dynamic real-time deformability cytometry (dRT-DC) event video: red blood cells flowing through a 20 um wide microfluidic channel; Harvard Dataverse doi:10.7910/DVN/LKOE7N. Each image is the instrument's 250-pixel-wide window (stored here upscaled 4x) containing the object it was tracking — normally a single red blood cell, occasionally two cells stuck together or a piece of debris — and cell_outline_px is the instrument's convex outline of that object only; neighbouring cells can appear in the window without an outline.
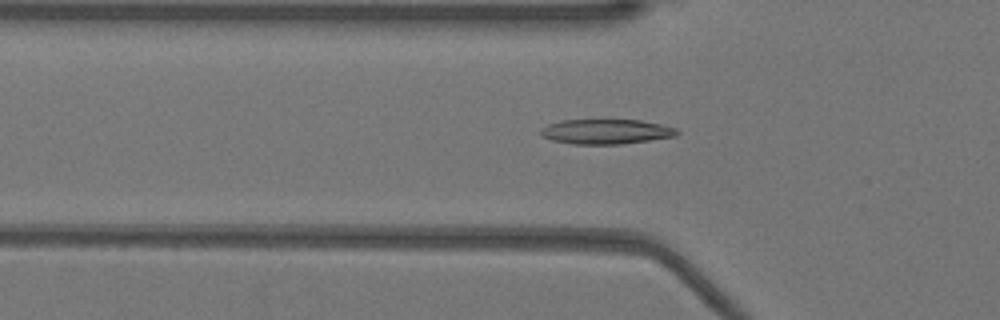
{"species": "Egyptian fruit bat (a non-hibernating species)", "species_latin": "Rousettus aegyptiacus", "temperature_condition": "warm", "stored_images_in_passage": 38, "camera_frame_rate_fps": 3000, "um_per_image_px": 0.085, "animal": {"sex": "female"}, "frame": {"image": 1, "passage_image": 4, "time_ms": 1.0, "image_size_px": [1000, 320], "cell_outline_px": [[680, 132], [676, 136], [620, 144], [572, 144], [552, 140], [540, 136], [540, 128], [548, 124], [560, 120], [640, 120], [660, 124], [676, 128]], "centroid_in_image_um": [51.47, 11.18], "position_along_channel_um": 74.3, "area_um2": 19.77}}
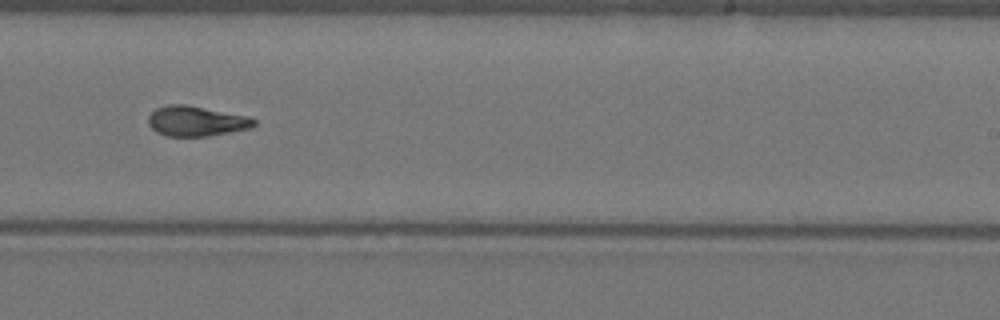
{"frame": {"image": 2, "passage_image": 19, "time_ms": 6.0, "image_size_px": [1000, 320], "cell_outline_px": [[256, 124], [252, 128], [208, 136], [164, 136], [156, 132], [148, 124], [148, 116], [156, 108], [168, 104], [184, 104], [248, 116], [256, 120]], "centroid_in_image_um": [16.67, 10.3], "position_along_channel_um": 272.3, "area_um2": 18.61}}
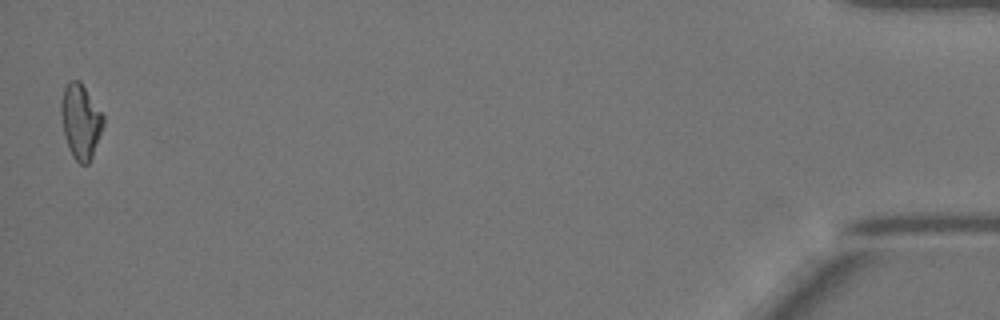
{"frame": {"image": 3, "passage_image": 38, "time_ms": 12.333, "image_size_px": [1000, 320], "cell_outline_px": [[104, 124], [92, 156], [88, 164], [80, 164], [72, 156], [68, 148], [64, 136], [60, 112], [60, 104], [64, 88], [68, 80], [80, 80], [104, 116]], "centroid_in_image_um": [6.83, 10.3], "position_along_channel_um": 428.4, "area_um2": 18.44}, "authors_computed_cell_mechanics": {"area_um2": 18.3515, "velocity_mm_per_s": 3.9409, "shape_relaxation_time_tau1_ms": 9.7484, "shape_relaxation_time_tau2_ms": 3.3624, "deformation_change_tau1": 0.2814, "deformation_change_tau2": 0.0973}}